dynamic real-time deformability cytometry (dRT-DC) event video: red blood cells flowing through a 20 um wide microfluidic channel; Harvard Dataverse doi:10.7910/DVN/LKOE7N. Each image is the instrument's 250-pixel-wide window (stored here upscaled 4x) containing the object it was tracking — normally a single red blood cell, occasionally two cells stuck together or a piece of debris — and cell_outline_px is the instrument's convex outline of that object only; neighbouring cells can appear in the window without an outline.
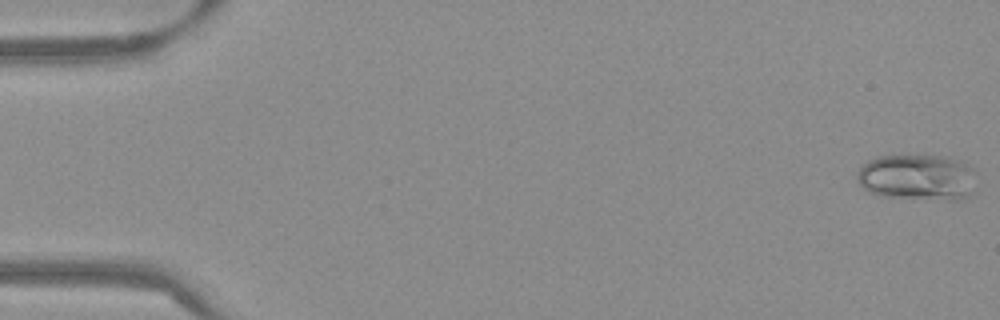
{"species": "Egyptian fruit bat (a non-hibernating species)", "species_latin": "Rousettus aegyptiacus", "temperature_condition": "warm", "stored_images_in_passage": 53, "camera_frame_rate_fps": 3000, "um_per_image_px": 0.085, "frame": {"image": 1, "passage_image": 1, "time_ms": 0.0, "image_size_px": [1000, 320], "cell_outline_px": [[976, 172], [964, 196], [956, 200], [948, 200], [880, 196], [868, 192], [860, 184], [856, 176], [856, 172], [868, 160], [880, 156], [924, 152], [956, 160], [968, 164]], "centroid_in_image_um": [77.88, 15.01], "position_along_channel_um": 7.1, "area_um2": 32.25}}
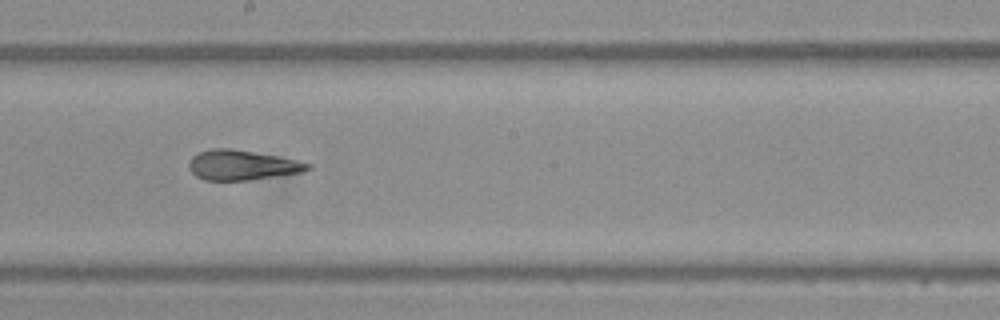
{"frame": {"image": 2, "passage_image": 30, "time_ms": 9.667, "image_size_px": [1000, 320], "cell_outline_px": [[312, 168], [304, 172], [248, 180], [204, 180], [196, 176], [188, 168], [188, 164], [192, 156], [200, 152], [212, 148], [232, 148], [276, 156], [296, 160], [312, 164]], "centroid_in_image_um": [20.57, 14.03], "position_along_channel_um": 227.6, "area_um2": 20.69}}
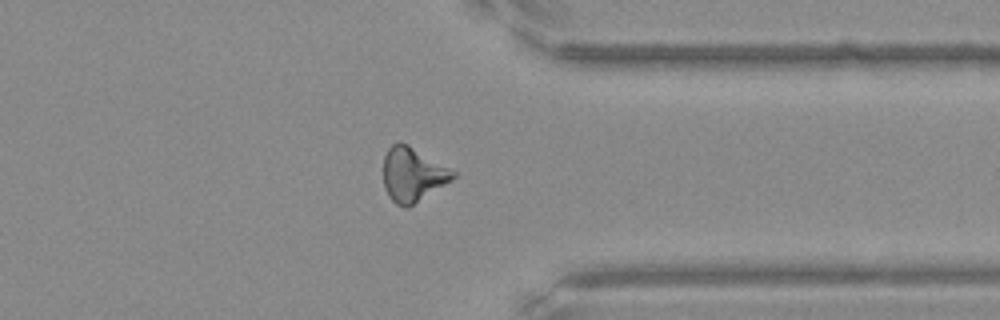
{"frame": {"image": 3, "passage_image": 42, "time_ms": 13.667, "image_size_px": [1000, 320], "cell_outline_px": [[456, 176], [452, 180], [408, 208], [404, 208], [396, 204], [388, 196], [384, 188], [384, 156], [388, 148], [392, 144], [408, 144], [456, 172]], "centroid_in_image_um": [35.07, 14.86], "position_along_channel_um": 376.3, "area_um2": 21.79}, "authors_computed_cell_mechanics": {"area_um2": 21.4438, "velocity_mm_per_s": 3.8335, "shape_relaxation_time_tau1_ms": 5.7159, "shape_relaxation_time_tau2_ms": 1.5404, "deformation_change_tau1": 0.1989, "deformation_change_tau2": 0.0822}}